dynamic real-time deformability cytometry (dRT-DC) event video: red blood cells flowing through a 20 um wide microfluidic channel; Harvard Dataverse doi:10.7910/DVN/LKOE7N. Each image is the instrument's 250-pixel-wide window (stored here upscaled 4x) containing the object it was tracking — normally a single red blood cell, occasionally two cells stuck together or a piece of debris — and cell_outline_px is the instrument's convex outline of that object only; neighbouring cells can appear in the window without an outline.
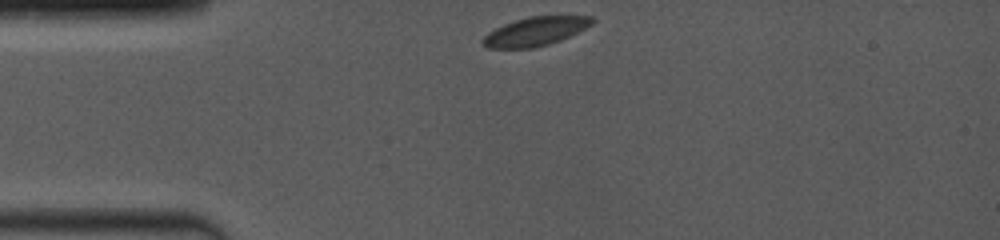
{"species": "common noctule bat (a hibernating species)", "species_latin": "Nyctalus noctula", "temperature_condition": "room temperature", "stored_images_in_passage": 23, "camera_frame_rate_fps": 4000, "um_per_image_px": 0.085, "animal": {"sex": "female", "body_mass_g": 19.0, "forearm_length_mm": 53.3}, "frame": {"image": 1, "passage_image": 1, "time_ms": 0.0, "image_size_px": [1000, 240], "cell_outline_px": [[596, 20], [592, 24], [560, 40], [548, 44], [532, 48], [488, 48], [480, 44], [480, 40], [488, 32], [504, 24], [528, 16], [592, 16]], "centroid_in_image_um": [45.45, 2.67], "position_along_channel_um": 39.5, "area_um2": 18.21}}
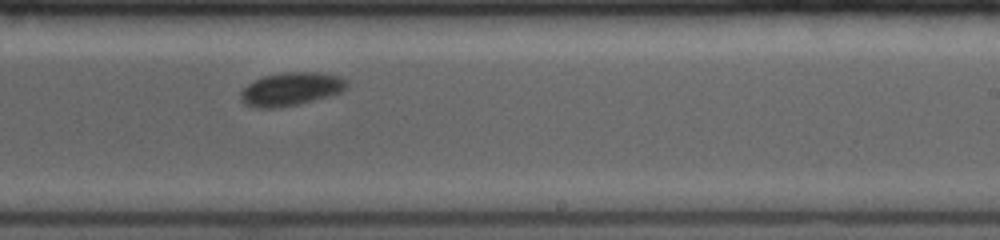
{"frame": {"image": 2, "passage_image": 14, "time_ms": 6.5, "image_size_px": [1000, 240], "cell_outline_px": [[348, 88], [340, 92], [328, 96], [280, 108], [256, 108], [244, 104], [240, 100], [240, 92], [248, 84], [264, 76], [280, 72], [320, 72], [340, 76], [348, 80]], "centroid_in_image_um": [24.74, 7.56], "position_along_channel_um": 264.3, "area_um2": 20.69}}
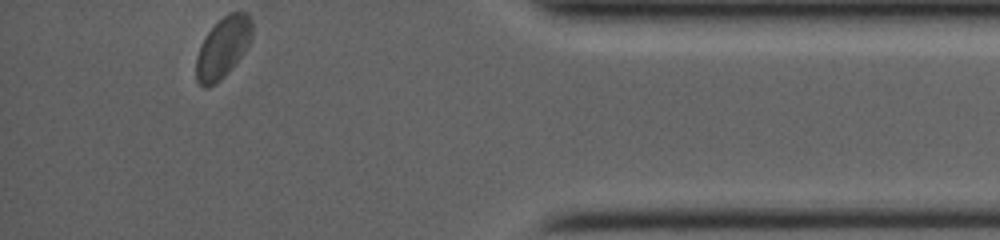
{"frame": {"image": 3, "passage_image": 23, "time_ms": 11.0, "image_size_px": [1000, 240], "cell_outline_px": [[252, 40], [248, 48], [232, 68], [216, 84], [208, 88], [204, 88], [196, 80], [196, 56], [208, 32], [228, 12], [244, 12], [252, 20]], "centroid_in_image_um": [18.97, 4.07], "position_along_channel_um": 416.2, "area_um2": 19.83}, "authors_computed_cell_mechanics": {"area_um2": 20.1722, "velocity_mm_per_s": 3.9196, "shape_relaxation_time_tau1_ms": 0.9339, "shape_relaxation_time_tau2_ms": null, "deformation_change_tau1": 0.0461, "deformation_change_tau2": null}}